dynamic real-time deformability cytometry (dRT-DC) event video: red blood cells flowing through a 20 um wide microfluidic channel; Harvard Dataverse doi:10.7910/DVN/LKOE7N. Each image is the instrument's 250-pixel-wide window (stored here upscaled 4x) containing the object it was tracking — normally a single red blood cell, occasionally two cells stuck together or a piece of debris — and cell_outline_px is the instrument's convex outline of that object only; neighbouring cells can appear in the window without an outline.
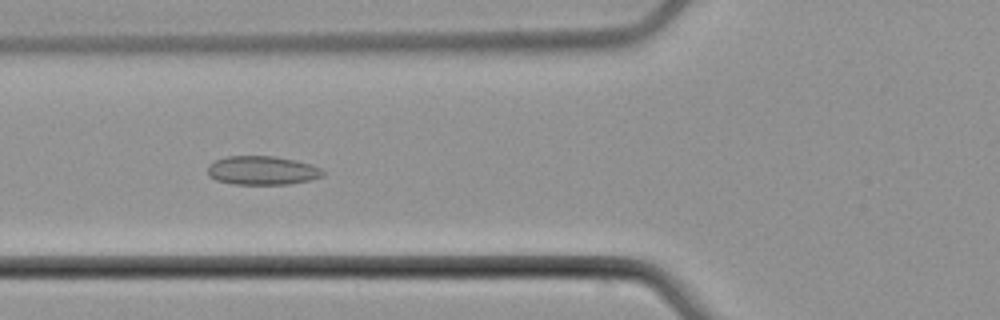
{"species": "common noctule bat (a hibernating species)", "species_latin": "Nyctalus noctula", "temperature_condition": "cold", "stored_images_in_passage": 15, "camera_frame_rate_fps": 3000, "um_per_image_px": 0.085, "animal": {"sex": "male", "body_mass_g": 21.5, "forearm_length_mm": 52.0}, "frame": {"image": 1, "passage_image": 11, "time_ms": 3.333, "image_size_px": [1000, 320], "cell_outline_px": [[324, 176], [308, 180], [288, 184], [232, 184], [216, 180], [208, 176], [208, 164], [212, 160], [228, 156], [272, 156], [296, 160], [312, 164], [320, 168], [324, 172]], "centroid_in_image_um": [22.25, 14.48], "position_along_channel_um": 103.5, "area_um2": 19.48}}
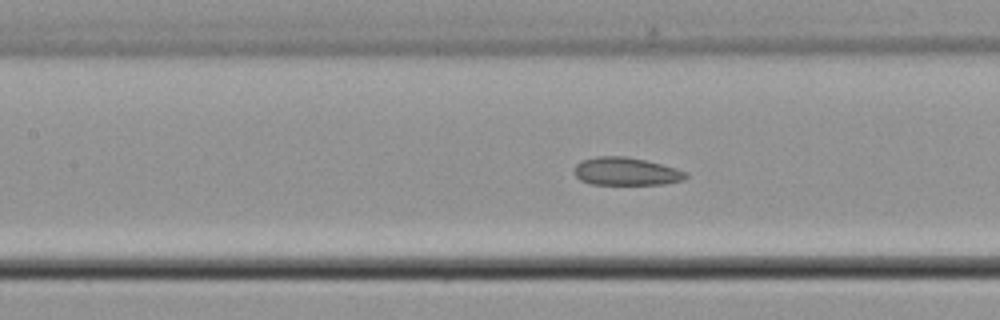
{"frame": {"image": 2, "passage_image": 15, "time_ms": 4.667, "image_size_px": [1000, 320], "cell_outline_px": [[688, 176], [684, 180], [664, 184], [592, 184], [580, 180], [576, 176], [576, 164], [580, 160], [596, 156], [628, 156], [676, 168], [688, 172]], "centroid_in_image_um": [53.23, 14.56], "position_along_channel_um": 154.2, "area_um2": 18.15}}